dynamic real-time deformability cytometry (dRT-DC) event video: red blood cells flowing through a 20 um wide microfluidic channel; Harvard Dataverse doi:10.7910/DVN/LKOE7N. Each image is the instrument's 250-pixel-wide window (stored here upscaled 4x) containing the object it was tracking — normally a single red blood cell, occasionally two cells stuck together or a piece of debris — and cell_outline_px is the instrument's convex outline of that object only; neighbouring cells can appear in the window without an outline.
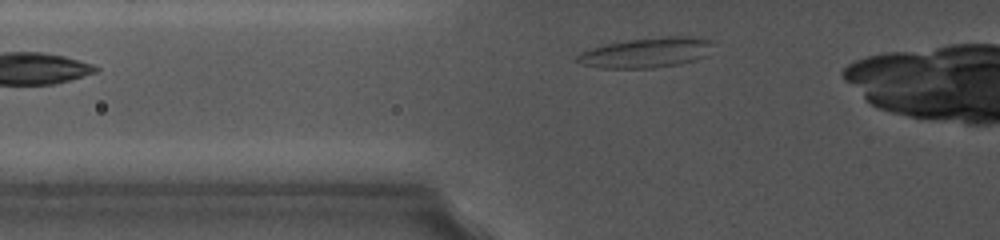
{"species": "common noctule bat (a hibernating species)", "species_latin": "Nyctalus noctula", "temperature_condition": "cold", "stored_images_in_passage": 12, "camera_frame_rate_fps": 5000, "um_per_image_px": 0.085, "animal": {"sex": "female", "body_mass_g": 19.0, "forearm_length_mm": 56.7}, "frame": {"image": 1, "passage_image": 3, "time_ms": 1.4, "image_size_px": [1000, 240], "cell_outline_px": [[712, 44], [708, 56], [696, 60], [676, 64], [652, 68], [600, 68], [580, 64], [572, 60], [580, 52], [592, 48], [608, 44], [628, 40], [664, 36], [700, 36], [708, 40]], "centroid_in_image_um": [54.93, 4.47], "position_along_channel_um": 70.9, "area_um2": 23.93}}